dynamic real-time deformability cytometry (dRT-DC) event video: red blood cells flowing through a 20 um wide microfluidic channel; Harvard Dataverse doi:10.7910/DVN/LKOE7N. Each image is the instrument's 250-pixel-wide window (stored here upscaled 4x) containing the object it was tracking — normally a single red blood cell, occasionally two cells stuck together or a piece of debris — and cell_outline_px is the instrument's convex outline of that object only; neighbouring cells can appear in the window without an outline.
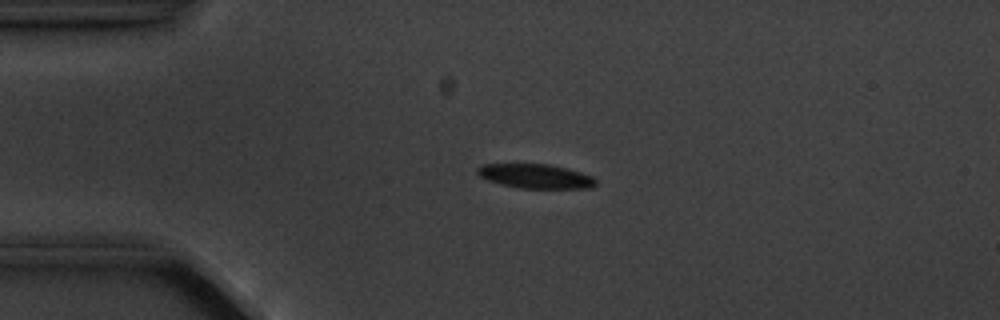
{"species": "common noctule bat (a hibernating species)", "species_latin": "Nyctalus noctula", "temperature_condition": "cold", "stored_images_in_passage": 3, "camera_frame_rate_fps": 3000, "um_per_image_px": 0.085, "animal": {"sex": "male", "body_mass_g": 20.1, "forearm_length_mm": 53.5}, "frame": {"image": 1, "passage_image": 2, "time_ms": 1.333, "image_size_px": [1000, 320], "cell_outline_px": [[596, 184], [592, 188], [520, 188], [500, 184], [488, 180], [480, 176], [476, 172], [476, 168], [480, 164], [548, 164], [580, 172], [592, 176], [596, 180]], "centroid_in_image_um": [45.49, 14.97], "position_along_channel_um": 39.5, "area_um2": 16.7}}